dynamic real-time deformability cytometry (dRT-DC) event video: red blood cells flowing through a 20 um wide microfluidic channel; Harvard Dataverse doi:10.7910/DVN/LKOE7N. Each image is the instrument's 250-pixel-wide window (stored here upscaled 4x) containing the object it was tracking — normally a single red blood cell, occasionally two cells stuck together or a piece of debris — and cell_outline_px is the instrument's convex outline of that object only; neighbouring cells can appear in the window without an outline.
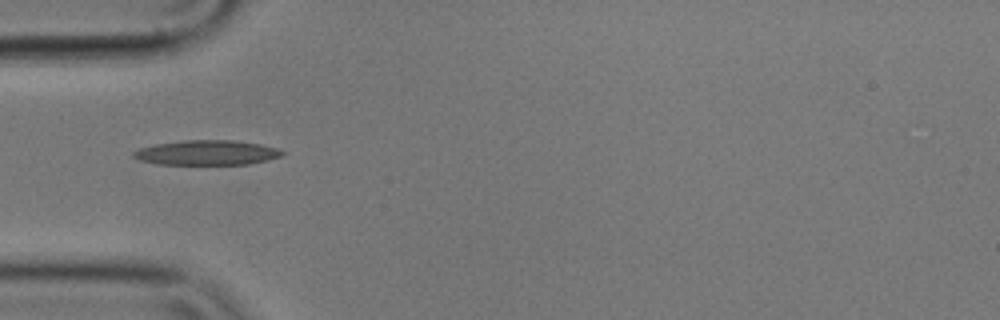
{"species": "common noctule bat (a hibernating species)", "species_latin": "Nyctalus noctula", "temperature_condition": "cold", "stored_images_in_passage": 6, "camera_frame_rate_fps": 3000, "um_per_image_px": 0.085, "animal": {"sex": "male", "body_mass_g": 17.9}, "frame": {"image": 1, "passage_image": 1, "time_ms": 0.0, "image_size_px": [1000, 320], "cell_outline_px": [[284, 152], [280, 156], [268, 160], [248, 164], [160, 164], [140, 160], [132, 156], [132, 152], [140, 148], [156, 144], [184, 140], [232, 140], [260, 144], [280, 148]], "centroid_in_image_um": [17.6, 12.97], "position_along_channel_um": 67.4, "area_um2": 21.39}}
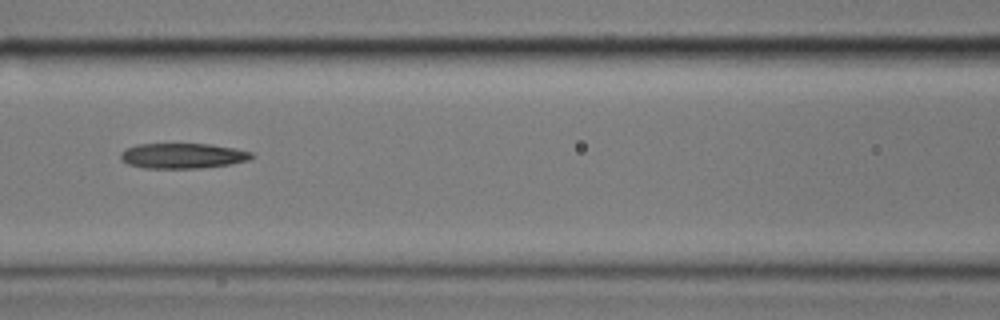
{"frame": {"image": 2, "passage_image": 3, "time_ms": 0.667, "image_size_px": [1000, 320], "cell_outline_px": [[252, 156], [248, 160], [232, 164], [200, 168], [144, 168], [128, 164], [120, 156], [120, 152], [124, 148], [136, 144], [208, 144], [236, 148], [252, 152]], "centroid_in_image_um": [15.51, 13.24], "position_along_channel_um": 151.1, "area_um2": 19.31}}
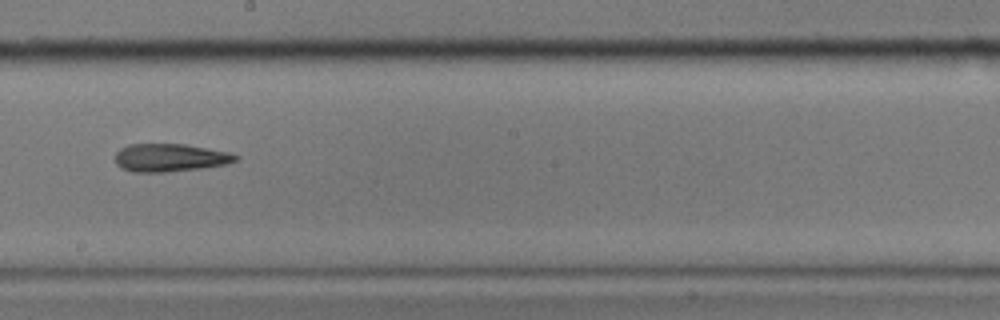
{"frame": {"image": 3, "passage_image": 5, "time_ms": 1.333, "image_size_px": [1000, 320], "cell_outline_px": [[240, 156], [236, 160], [228, 164], [200, 168], [164, 172], [132, 172], [120, 168], [116, 164], [116, 152], [120, 148], [128, 144], [184, 144], [232, 152]], "centroid_in_image_um": [14.46, 13.4], "position_along_channel_um": 233.7, "area_um2": 19.77}}